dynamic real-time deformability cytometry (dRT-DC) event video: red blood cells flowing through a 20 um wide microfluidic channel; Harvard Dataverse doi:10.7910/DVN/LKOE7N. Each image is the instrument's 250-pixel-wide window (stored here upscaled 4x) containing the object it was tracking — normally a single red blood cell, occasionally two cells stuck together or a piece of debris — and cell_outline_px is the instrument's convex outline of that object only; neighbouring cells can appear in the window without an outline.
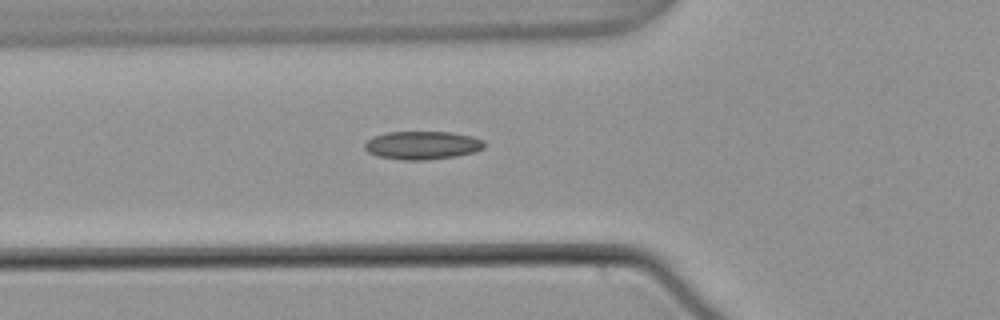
{"species": "common noctule bat (a hibernating species)", "species_latin": "Nyctalus noctula", "temperature_condition": "warm", "stored_images_in_passage": 32, "camera_frame_rate_fps": 3000, "um_per_image_px": 0.085, "animal": {"sex": "male", "body_mass_g": 21.5, "forearm_length_mm": 52.0}, "frame": {"image": 1, "passage_image": 2, "time_ms": 0.333, "image_size_px": [1000, 320], "cell_outline_px": [[484, 148], [476, 152], [456, 156], [424, 160], [404, 160], [376, 156], [368, 152], [364, 148], [364, 144], [372, 136], [388, 132], [452, 132], [472, 136], [484, 140]], "centroid_in_image_um": [35.9, 12.34], "position_along_channel_um": 89.9, "area_um2": 19.83}}
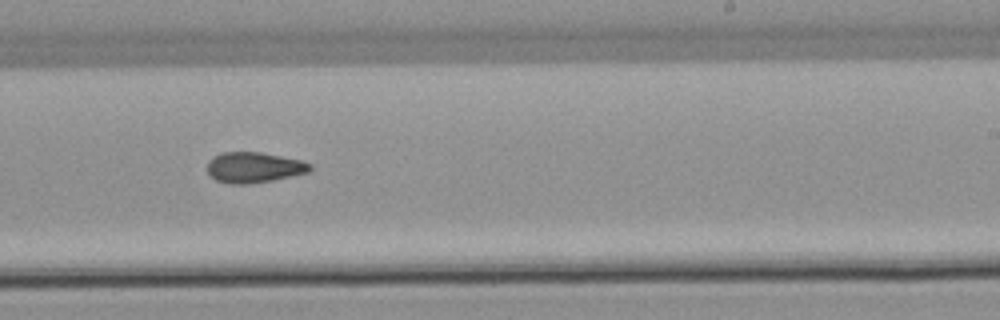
{"frame": {"image": 2, "passage_image": 16, "time_ms": 5.0, "image_size_px": [1000, 320], "cell_outline_px": [[312, 168], [308, 172], [272, 180], [248, 184], [228, 184], [216, 180], [208, 172], [208, 160], [212, 156], [220, 152], [260, 152], [300, 160], [312, 164]], "centroid_in_image_um": [21.55, 14.22], "position_along_channel_um": 267.4, "area_um2": 18.26}}
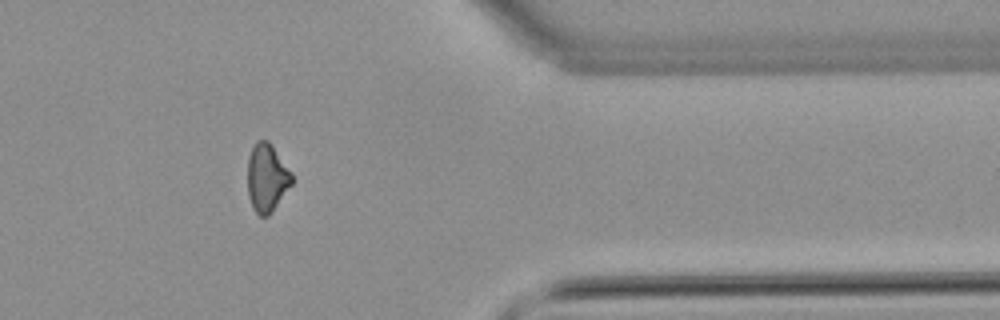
{"frame": {"image": 3, "passage_image": 27, "time_ms": 8.667, "image_size_px": [1000, 320], "cell_outline_px": [[292, 184], [272, 212], [268, 216], [260, 216], [252, 208], [248, 196], [248, 156], [256, 140], [268, 140], [292, 172]], "centroid_in_image_um": [22.68, 15.12], "position_along_channel_um": 388.7, "area_um2": 17.63}}